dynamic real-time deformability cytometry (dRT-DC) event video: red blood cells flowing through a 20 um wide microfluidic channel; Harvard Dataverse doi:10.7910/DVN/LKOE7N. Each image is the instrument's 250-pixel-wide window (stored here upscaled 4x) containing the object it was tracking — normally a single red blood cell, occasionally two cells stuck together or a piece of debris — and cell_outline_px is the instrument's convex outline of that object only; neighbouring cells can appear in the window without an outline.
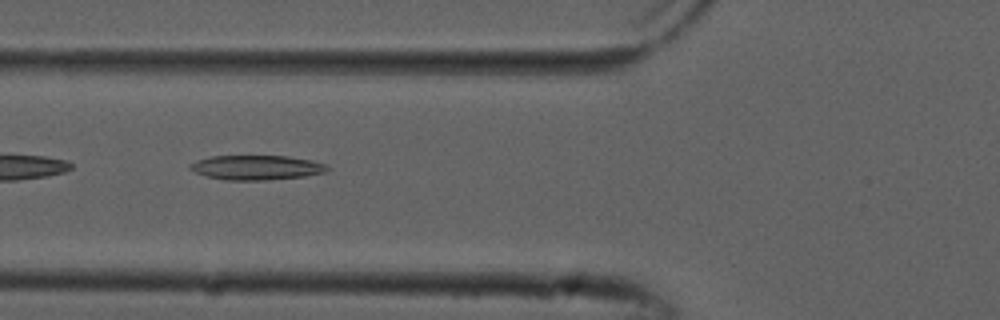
{"species": "common noctule bat (a hibernating species)", "species_latin": "Nyctalus noctula", "temperature_condition": "cold", "stored_images_in_passage": 5, "camera_frame_rate_fps": 3000, "um_per_image_px": 0.085, "animal": {"sex": "male", "forearm_length_mm": 52.5}, "frame": {"image": 1, "passage_image": 3, "time_ms": 0.667, "image_size_px": [1000, 320], "cell_outline_px": [[328, 172], [304, 176], [268, 180], [224, 180], [208, 176], [196, 172], [188, 168], [188, 164], [196, 160], [212, 156], [288, 156], [312, 160], [324, 164], [328, 168]], "centroid_in_image_um": [21.79, 14.24], "position_along_channel_um": 104.0, "area_um2": 19.65}}